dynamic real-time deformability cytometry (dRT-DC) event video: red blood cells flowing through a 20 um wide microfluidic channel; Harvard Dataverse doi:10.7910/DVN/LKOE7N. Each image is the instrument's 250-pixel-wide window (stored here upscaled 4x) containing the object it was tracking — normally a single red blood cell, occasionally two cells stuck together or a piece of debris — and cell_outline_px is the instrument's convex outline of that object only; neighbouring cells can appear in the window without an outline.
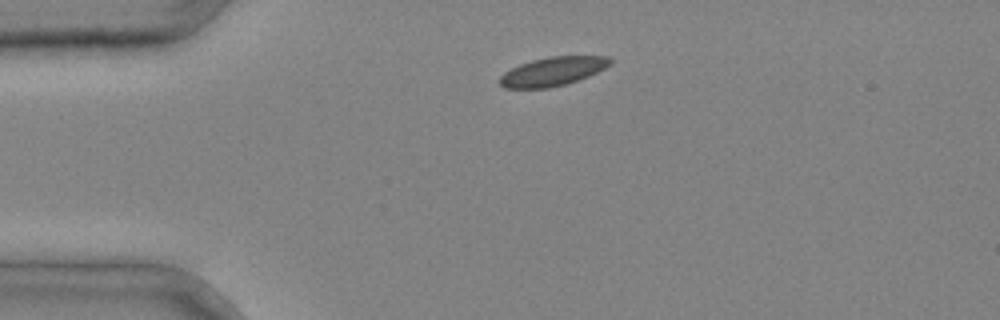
{"species": "common noctule bat (a hibernating species)", "species_latin": "Nyctalus noctula", "temperature_condition": "cold", "stored_images_in_passage": 2, "camera_frame_rate_fps": 3000, "um_per_image_px": 0.085, "animal": {"sex": "male", "body_mass_g": 20.4}, "frame": {"image": 1, "passage_image": 1, "time_ms": 0.0, "image_size_px": [1000, 320], "cell_outline_px": [[612, 64], [588, 76], [564, 84], [548, 88], [504, 88], [496, 80], [504, 72], [520, 64], [532, 60], [548, 56], [608, 56], [612, 60]], "centroid_in_image_um": [46.94, 6.06], "position_along_channel_um": 38.1, "area_um2": 18.5}}